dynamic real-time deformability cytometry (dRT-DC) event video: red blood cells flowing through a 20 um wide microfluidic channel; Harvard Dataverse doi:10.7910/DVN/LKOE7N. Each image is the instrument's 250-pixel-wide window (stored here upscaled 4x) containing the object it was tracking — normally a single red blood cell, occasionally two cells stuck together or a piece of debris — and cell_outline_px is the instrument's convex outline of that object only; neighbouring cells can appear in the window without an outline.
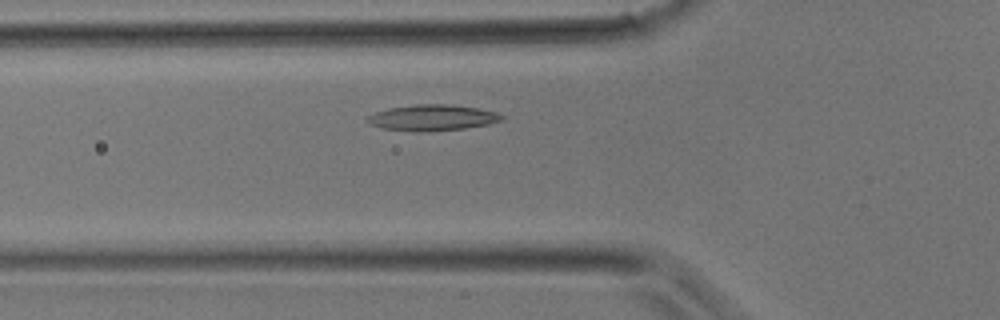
{"species": "common noctule bat (a hibernating species)", "species_latin": "Nyctalus noctula", "temperature_condition": "room temperature", "stored_images_in_passage": 12, "camera_frame_rate_fps": 3000, "um_per_image_px": 0.085, "animal": {"sex": "male", "body_mass_g": 17.9}, "frame": {"image": 1, "passage_image": 7, "time_ms": 2.0, "image_size_px": [1000, 320], "cell_outline_px": [[504, 120], [488, 124], [464, 128], [428, 132], [416, 132], [380, 128], [364, 120], [364, 116], [388, 108], [416, 104], [452, 104], [476, 108], [496, 112], [504, 116]], "centroid_in_image_um": [36.71, 10.0], "position_along_channel_um": 89.1, "area_um2": 20.58}}
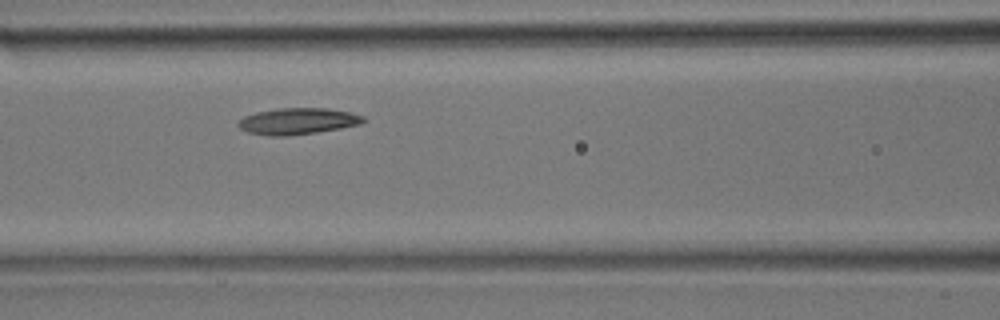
{"frame": {"image": 2, "passage_image": 10, "time_ms": 3.0, "image_size_px": [1000, 320], "cell_outline_px": [[368, 120], [360, 124], [340, 128], [316, 132], [288, 136], [268, 136], [248, 132], [240, 128], [236, 124], [244, 116], [256, 112], [276, 108], [328, 108], [348, 112], [364, 116]], "centroid_in_image_um": [25.3, 10.3], "position_along_channel_um": 141.3, "area_um2": 19.31}}